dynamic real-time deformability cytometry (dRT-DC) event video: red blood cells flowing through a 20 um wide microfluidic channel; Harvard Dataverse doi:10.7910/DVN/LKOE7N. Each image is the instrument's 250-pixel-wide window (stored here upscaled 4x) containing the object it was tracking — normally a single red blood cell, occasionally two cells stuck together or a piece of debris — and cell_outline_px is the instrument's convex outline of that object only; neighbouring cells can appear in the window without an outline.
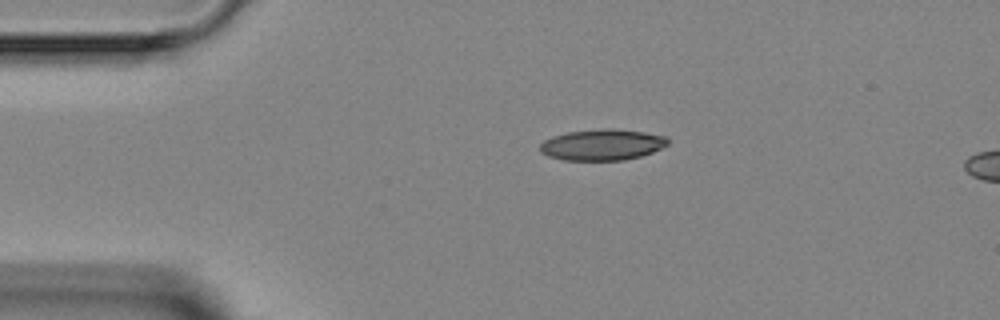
{"species": "Egyptian fruit bat (a non-hibernating species)", "species_latin": "Rousettus aegyptiacus", "temperature_condition": "room temperature", "stored_images_in_passage": 3, "camera_frame_rate_fps": 3000, "um_per_image_px": 0.085, "animal": {"sex": "female"}, "frame": {"image": 1, "passage_image": 1, "time_ms": 0.0, "image_size_px": [1000, 320], "cell_outline_px": [[668, 144], [652, 152], [640, 156], [624, 160], [564, 160], [548, 156], [540, 152], [540, 144], [544, 140], [552, 136], [568, 132], [600, 128], [616, 128], [644, 132], [668, 136]], "centroid_in_image_um": [51.18, 12.29], "position_along_channel_um": 33.8, "area_um2": 23.29}}